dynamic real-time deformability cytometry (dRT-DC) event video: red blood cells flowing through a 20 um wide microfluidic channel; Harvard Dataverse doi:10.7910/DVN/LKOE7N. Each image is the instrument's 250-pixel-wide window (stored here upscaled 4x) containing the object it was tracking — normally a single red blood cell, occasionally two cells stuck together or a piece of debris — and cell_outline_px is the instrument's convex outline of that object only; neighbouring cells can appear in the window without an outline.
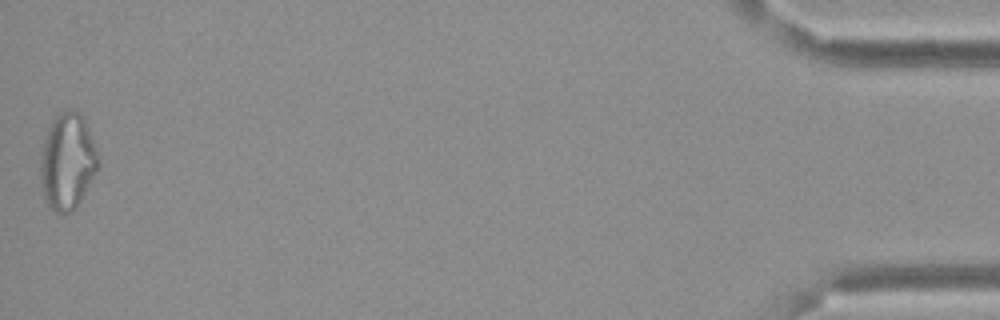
{"species": "Egyptian fruit bat (a non-hibernating species)", "species_latin": "Rousettus aegyptiacus", "temperature_condition": "cold", "stored_images_in_passage": 41, "camera_frame_rate_fps": 3000, "um_per_image_px": 0.085, "frame": {"image": 1, "passage_image": 41, "time_ms": 13.333, "image_size_px": [1000, 320], "cell_outline_px": [[100, 164], [76, 208], [68, 212], [56, 212], [48, 204], [44, 196], [40, 176], [40, 160], [44, 140], [48, 128], [52, 120], [60, 112], [68, 108], [80, 112], [84, 116], [100, 156]], "centroid_in_image_um": [5.76, 13.66], "position_along_channel_um": 429.4, "area_um2": 32.54}, "authors_computed_cell_mechanics": {"area_um2": 21.5016, "velocity_mm_per_s": 3.3904, "shape_relaxation_time_tau1_ms": null, "shape_relaxation_time_tau2_ms": 4.0628, "deformation_change_tau1": null, "deformation_change_tau2": 0.1411}}